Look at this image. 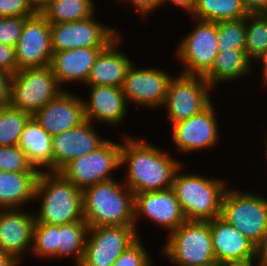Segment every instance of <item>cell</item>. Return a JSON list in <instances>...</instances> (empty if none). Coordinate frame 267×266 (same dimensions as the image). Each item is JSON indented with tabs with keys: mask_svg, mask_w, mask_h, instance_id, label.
I'll return each mask as SVG.
<instances>
[{
	"mask_svg": "<svg viewBox=\"0 0 267 266\" xmlns=\"http://www.w3.org/2000/svg\"><path fill=\"white\" fill-rule=\"evenodd\" d=\"M121 144V166H128L125 184L134 194L172 188L175 172L182 166L145 139L132 136Z\"/></svg>",
	"mask_w": 267,
	"mask_h": 266,
	"instance_id": "cell-1",
	"label": "cell"
},
{
	"mask_svg": "<svg viewBox=\"0 0 267 266\" xmlns=\"http://www.w3.org/2000/svg\"><path fill=\"white\" fill-rule=\"evenodd\" d=\"M82 194L84 220L89 227L135 226V194L124 182H99L85 188Z\"/></svg>",
	"mask_w": 267,
	"mask_h": 266,
	"instance_id": "cell-2",
	"label": "cell"
},
{
	"mask_svg": "<svg viewBox=\"0 0 267 266\" xmlns=\"http://www.w3.org/2000/svg\"><path fill=\"white\" fill-rule=\"evenodd\" d=\"M38 198L42 204L35 214V223L63 225L85 221L82 191L60 172L39 173L35 190V199Z\"/></svg>",
	"mask_w": 267,
	"mask_h": 266,
	"instance_id": "cell-3",
	"label": "cell"
},
{
	"mask_svg": "<svg viewBox=\"0 0 267 266\" xmlns=\"http://www.w3.org/2000/svg\"><path fill=\"white\" fill-rule=\"evenodd\" d=\"M175 172L172 189L187 220L209 221L221 216L226 191L223 179Z\"/></svg>",
	"mask_w": 267,
	"mask_h": 266,
	"instance_id": "cell-4",
	"label": "cell"
},
{
	"mask_svg": "<svg viewBox=\"0 0 267 266\" xmlns=\"http://www.w3.org/2000/svg\"><path fill=\"white\" fill-rule=\"evenodd\" d=\"M164 255L176 266H209L217 263L209 221L186 220L169 233Z\"/></svg>",
	"mask_w": 267,
	"mask_h": 266,
	"instance_id": "cell-5",
	"label": "cell"
},
{
	"mask_svg": "<svg viewBox=\"0 0 267 266\" xmlns=\"http://www.w3.org/2000/svg\"><path fill=\"white\" fill-rule=\"evenodd\" d=\"M221 217L256 245L267 234V198L227 188Z\"/></svg>",
	"mask_w": 267,
	"mask_h": 266,
	"instance_id": "cell-6",
	"label": "cell"
},
{
	"mask_svg": "<svg viewBox=\"0 0 267 266\" xmlns=\"http://www.w3.org/2000/svg\"><path fill=\"white\" fill-rule=\"evenodd\" d=\"M88 229L85 221L63 225L35 223L31 251L41 258L74 255L75 264L79 266L84 256Z\"/></svg>",
	"mask_w": 267,
	"mask_h": 266,
	"instance_id": "cell-7",
	"label": "cell"
},
{
	"mask_svg": "<svg viewBox=\"0 0 267 266\" xmlns=\"http://www.w3.org/2000/svg\"><path fill=\"white\" fill-rule=\"evenodd\" d=\"M61 87L50 66L20 69L11 78L9 104L33 116Z\"/></svg>",
	"mask_w": 267,
	"mask_h": 266,
	"instance_id": "cell-8",
	"label": "cell"
},
{
	"mask_svg": "<svg viewBox=\"0 0 267 266\" xmlns=\"http://www.w3.org/2000/svg\"><path fill=\"white\" fill-rule=\"evenodd\" d=\"M211 88L203 75L182 73L171 77L163 105L168 110L170 124L186 120L206 109L212 103L209 97Z\"/></svg>",
	"mask_w": 267,
	"mask_h": 266,
	"instance_id": "cell-9",
	"label": "cell"
},
{
	"mask_svg": "<svg viewBox=\"0 0 267 266\" xmlns=\"http://www.w3.org/2000/svg\"><path fill=\"white\" fill-rule=\"evenodd\" d=\"M121 144L106 140L101 146L71 160L59 172L81 191L99 182L114 179L111 172L121 167Z\"/></svg>",
	"mask_w": 267,
	"mask_h": 266,
	"instance_id": "cell-10",
	"label": "cell"
},
{
	"mask_svg": "<svg viewBox=\"0 0 267 266\" xmlns=\"http://www.w3.org/2000/svg\"><path fill=\"white\" fill-rule=\"evenodd\" d=\"M138 235L135 226L89 227L79 266H112Z\"/></svg>",
	"mask_w": 267,
	"mask_h": 266,
	"instance_id": "cell-11",
	"label": "cell"
},
{
	"mask_svg": "<svg viewBox=\"0 0 267 266\" xmlns=\"http://www.w3.org/2000/svg\"><path fill=\"white\" fill-rule=\"evenodd\" d=\"M195 21L197 24L180 42L176 55L186 66L183 74L204 75L219 52L217 22Z\"/></svg>",
	"mask_w": 267,
	"mask_h": 266,
	"instance_id": "cell-12",
	"label": "cell"
},
{
	"mask_svg": "<svg viewBox=\"0 0 267 266\" xmlns=\"http://www.w3.org/2000/svg\"><path fill=\"white\" fill-rule=\"evenodd\" d=\"M119 35L115 28L97 22L94 15L82 21L51 24L53 53L82 47H107Z\"/></svg>",
	"mask_w": 267,
	"mask_h": 266,
	"instance_id": "cell-13",
	"label": "cell"
},
{
	"mask_svg": "<svg viewBox=\"0 0 267 266\" xmlns=\"http://www.w3.org/2000/svg\"><path fill=\"white\" fill-rule=\"evenodd\" d=\"M15 52L18 70L50 65L53 54L51 24L40 12L26 18Z\"/></svg>",
	"mask_w": 267,
	"mask_h": 266,
	"instance_id": "cell-14",
	"label": "cell"
},
{
	"mask_svg": "<svg viewBox=\"0 0 267 266\" xmlns=\"http://www.w3.org/2000/svg\"><path fill=\"white\" fill-rule=\"evenodd\" d=\"M172 76L159 68H129L122 84L128 102L146 107H161L165 103L168 83Z\"/></svg>",
	"mask_w": 267,
	"mask_h": 266,
	"instance_id": "cell-15",
	"label": "cell"
},
{
	"mask_svg": "<svg viewBox=\"0 0 267 266\" xmlns=\"http://www.w3.org/2000/svg\"><path fill=\"white\" fill-rule=\"evenodd\" d=\"M142 215L169 233L187 220L172 188L135 194L134 225L137 234L136 224Z\"/></svg>",
	"mask_w": 267,
	"mask_h": 266,
	"instance_id": "cell-16",
	"label": "cell"
},
{
	"mask_svg": "<svg viewBox=\"0 0 267 266\" xmlns=\"http://www.w3.org/2000/svg\"><path fill=\"white\" fill-rule=\"evenodd\" d=\"M214 111L211 103L199 114L172 125V140L177 150L185 154L217 145L220 137Z\"/></svg>",
	"mask_w": 267,
	"mask_h": 266,
	"instance_id": "cell-17",
	"label": "cell"
},
{
	"mask_svg": "<svg viewBox=\"0 0 267 266\" xmlns=\"http://www.w3.org/2000/svg\"><path fill=\"white\" fill-rule=\"evenodd\" d=\"M34 119L51 136L79 126L86 120L82 98L63 90L34 115Z\"/></svg>",
	"mask_w": 267,
	"mask_h": 266,
	"instance_id": "cell-18",
	"label": "cell"
},
{
	"mask_svg": "<svg viewBox=\"0 0 267 266\" xmlns=\"http://www.w3.org/2000/svg\"><path fill=\"white\" fill-rule=\"evenodd\" d=\"M92 124L85 120L75 128L52 136V172H59L71 160L89 154L107 140L98 135Z\"/></svg>",
	"mask_w": 267,
	"mask_h": 266,
	"instance_id": "cell-19",
	"label": "cell"
},
{
	"mask_svg": "<svg viewBox=\"0 0 267 266\" xmlns=\"http://www.w3.org/2000/svg\"><path fill=\"white\" fill-rule=\"evenodd\" d=\"M35 214L21 208L0 209V249L17 263L32 248Z\"/></svg>",
	"mask_w": 267,
	"mask_h": 266,
	"instance_id": "cell-20",
	"label": "cell"
},
{
	"mask_svg": "<svg viewBox=\"0 0 267 266\" xmlns=\"http://www.w3.org/2000/svg\"><path fill=\"white\" fill-rule=\"evenodd\" d=\"M106 47H82L54 52L50 68L59 85L68 82L86 83L94 62Z\"/></svg>",
	"mask_w": 267,
	"mask_h": 266,
	"instance_id": "cell-21",
	"label": "cell"
},
{
	"mask_svg": "<svg viewBox=\"0 0 267 266\" xmlns=\"http://www.w3.org/2000/svg\"><path fill=\"white\" fill-rule=\"evenodd\" d=\"M89 87V101L83 100L86 120L93 123L95 119L110 125L121 123L128 110L122 89L107 85Z\"/></svg>",
	"mask_w": 267,
	"mask_h": 266,
	"instance_id": "cell-22",
	"label": "cell"
},
{
	"mask_svg": "<svg viewBox=\"0 0 267 266\" xmlns=\"http://www.w3.org/2000/svg\"><path fill=\"white\" fill-rule=\"evenodd\" d=\"M210 230L217 263L254 258L255 245L221 216L210 220Z\"/></svg>",
	"mask_w": 267,
	"mask_h": 266,
	"instance_id": "cell-23",
	"label": "cell"
},
{
	"mask_svg": "<svg viewBox=\"0 0 267 266\" xmlns=\"http://www.w3.org/2000/svg\"><path fill=\"white\" fill-rule=\"evenodd\" d=\"M120 36L101 50L91 68L86 86L122 87L125 76L133 63L127 55L125 56L116 49L122 40Z\"/></svg>",
	"mask_w": 267,
	"mask_h": 266,
	"instance_id": "cell-24",
	"label": "cell"
},
{
	"mask_svg": "<svg viewBox=\"0 0 267 266\" xmlns=\"http://www.w3.org/2000/svg\"><path fill=\"white\" fill-rule=\"evenodd\" d=\"M39 173L0 171V209L19 208L35 200Z\"/></svg>",
	"mask_w": 267,
	"mask_h": 266,
	"instance_id": "cell-25",
	"label": "cell"
},
{
	"mask_svg": "<svg viewBox=\"0 0 267 266\" xmlns=\"http://www.w3.org/2000/svg\"><path fill=\"white\" fill-rule=\"evenodd\" d=\"M18 147L35 169L49 168L52 172V136L32 116L25 125ZM43 166V167H42ZM39 167V168H38Z\"/></svg>",
	"mask_w": 267,
	"mask_h": 266,
	"instance_id": "cell-26",
	"label": "cell"
},
{
	"mask_svg": "<svg viewBox=\"0 0 267 266\" xmlns=\"http://www.w3.org/2000/svg\"><path fill=\"white\" fill-rule=\"evenodd\" d=\"M251 66L252 62L245 50H221L212 67L203 76L214 87L216 84L239 79L249 72L252 73Z\"/></svg>",
	"mask_w": 267,
	"mask_h": 266,
	"instance_id": "cell-27",
	"label": "cell"
},
{
	"mask_svg": "<svg viewBox=\"0 0 267 266\" xmlns=\"http://www.w3.org/2000/svg\"><path fill=\"white\" fill-rule=\"evenodd\" d=\"M93 0H50L40 11L50 24L82 21L94 15Z\"/></svg>",
	"mask_w": 267,
	"mask_h": 266,
	"instance_id": "cell-28",
	"label": "cell"
},
{
	"mask_svg": "<svg viewBox=\"0 0 267 266\" xmlns=\"http://www.w3.org/2000/svg\"><path fill=\"white\" fill-rule=\"evenodd\" d=\"M202 21H226L247 17L241 0H198L192 14Z\"/></svg>",
	"mask_w": 267,
	"mask_h": 266,
	"instance_id": "cell-29",
	"label": "cell"
},
{
	"mask_svg": "<svg viewBox=\"0 0 267 266\" xmlns=\"http://www.w3.org/2000/svg\"><path fill=\"white\" fill-rule=\"evenodd\" d=\"M31 114L8 104H0V146H18Z\"/></svg>",
	"mask_w": 267,
	"mask_h": 266,
	"instance_id": "cell-30",
	"label": "cell"
},
{
	"mask_svg": "<svg viewBox=\"0 0 267 266\" xmlns=\"http://www.w3.org/2000/svg\"><path fill=\"white\" fill-rule=\"evenodd\" d=\"M267 50V14L247 15L245 51L250 60L259 59Z\"/></svg>",
	"mask_w": 267,
	"mask_h": 266,
	"instance_id": "cell-31",
	"label": "cell"
},
{
	"mask_svg": "<svg viewBox=\"0 0 267 266\" xmlns=\"http://www.w3.org/2000/svg\"><path fill=\"white\" fill-rule=\"evenodd\" d=\"M218 50H245L246 17L217 22Z\"/></svg>",
	"mask_w": 267,
	"mask_h": 266,
	"instance_id": "cell-32",
	"label": "cell"
},
{
	"mask_svg": "<svg viewBox=\"0 0 267 266\" xmlns=\"http://www.w3.org/2000/svg\"><path fill=\"white\" fill-rule=\"evenodd\" d=\"M40 170L33 168L18 146H0V171L41 172Z\"/></svg>",
	"mask_w": 267,
	"mask_h": 266,
	"instance_id": "cell-33",
	"label": "cell"
},
{
	"mask_svg": "<svg viewBox=\"0 0 267 266\" xmlns=\"http://www.w3.org/2000/svg\"><path fill=\"white\" fill-rule=\"evenodd\" d=\"M152 259L144 248L140 236L128 246L112 266H151Z\"/></svg>",
	"mask_w": 267,
	"mask_h": 266,
	"instance_id": "cell-34",
	"label": "cell"
},
{
	"mask_svg": "<svg viewBox=\"0 0 267 266\" xmlns=\"http://www.w3.org/2000/svg\"><path fill=\"white\" fill-rule=\"evenodd\" d=\"M27 17H0V43L16 46Z\"/></svg>",
	"mask_w": 267,
	"mask_h": 266,
	"instance_id": "cell-35",
	"label": "cell"
},
{
	"mask_svg": "<svg viewBox=\"0 0 267 266\" xmlns=\"http://www.w3.org/2000/svg\"><path fill=\"white\" fill-rule=\"evenodd\" d=\"M36 13L27 0H0V17H31Z\"/></svg>",
	"mask_w": 267,
	"mask_h": 266,
	"instance_id": "cell-36",
	"label": "cell"
},
{
	"mask_svg": "<svg viewBox=\"0 0 267 266\" xmlns=\"http://www.w3.org/2000/svg\"><path fill=\"white\" fill-rule=\"evenodd\" d=\"M0 69L13 76L18 71L14 46L0 43Z\"/></svg>",
	"mask_w": 267,
	"mask_h": 266,
	"instance_id": "cell-37",
	"label": "cell"
},
{
	"mask_svg": "<svg viewBox=\"0 0 267 266\" xmlns=\"http://www.w3.org/2000/svg\"><path fill=\"white\" fill-rule=\"evenodd\" d=\"M121 1H128L130 2L134 8H136L138 13L143 16H147L149 12L155 10L156 8L160 7L161 0H121Z\"/></svg>",
	"mask_w": 267,
	"mask_h": 266,
	"instance_id": "cell-38",
	"label": "cell"
},
{
	"mask_svg": "<svg viewBox=\"0 0 267 266\" xmlns=\"http://www.w3.org/2000/svg\"><path fill=\"white\" fill-rule=\"evenodd\" d=\"M248 15L267 14V0H241Z\"/></svg>",
	"mask_w": 267,
	"mask_h": 266,
	"instance_id": "cell-39",
	"label": "cell"
},
{
	"mask_svg": "<svg viewBox=\"0 0 267 266\" xmlns=\"http://www.w3.org/2000/svg\"><path fill=\"white\" fill-rule=\"evenodd\" d=\"M11 78L10 74L0 69V104L9 103Z\"/></svg>",
	"mask_w": 267,
	"mask_h": 266,
	"instance_id": "cell-40",
	"label": "cell"
},
{
	"mask_svg": "<svg viewBox=\"0 0 267 266\" xmlns=\"http://www.w3.org/2000/svg\"><path fill=\"white\" fill-rule=\"evenodd\" d=\"M254 259L258 266H267V234L255 245Z\"/></svg>",
	"mask_w": 267,
	"mask_h": 266,
	"instance_id": "cell-41",
	"label": "cell"
},
{
	"mask_svg": "<svg viewBox=\"0 0 267 266\" xmlns=\"http://www.w3.org/2000/svg\"><path fill=\"white\" fill-rule=\"evenodd\" d=\"M167 1H169L171 4H175L179 8L181 7L192 15L198 0H161V6L166 4Z\"/></svg>",
	"mask_w": 267,
	"mask_h": 266,
	"instance_id": "cell-42",
	"label": "cell"
},
{
	"mask_svg": "<svg viewBox=\"0 0 267 266\" xmlns=\"http://www.w3.org/2000/svg\"><path fill=\"white\" fill-rule=\"evenodd\" d=\"M254 258L243 259V260H228L218 263V266H253Z\"/></svg>",
	"mask_w": 267,
	"mask_h": 266,
	"instance_id": "cell-43",
	"label": "cell"
},
{
	"mask_svg": "<svg viewBox=\"0 0 267 266\" xmlns=\"http://www.w3.org/2000/svg\"><path fill=\"white\" fill-rule=\"evenodd\" d=\"M18 263L0 249V266H17Z\"/></svg>",
	"mask_w": 267,
	"mask_h": 266,
	"instance_id": "cell-44",
	"label": "cell"
},
{
	"mask_svg": "<svg viewBox=\"0 0 267 266\" xmlns=\"http://www.w3.org/2000/svg\"><path fill=\"white\" fill-rule=\"evenodd\" d=\"M36 12H40L50 0H27Z\"/></svg>",
	"mask_w": 267,
	"mask_h": 266,
	"instance_id": "cell-45",
	"label": "cell"
},
{
	"mask_svg": "<svg viewBox=\"0 0 267 266\" xmlns=\"http://www.w3.org/2000/svg\"><path fill=\"white\" fill-rule=\"evenodd\" d=\"M261 64L263 63V66H262V72H263V82L267 85V50L265 52V54L259 59Z\"/></svg>",
	"mask_w": 267,
	"mask_h": 266,
	"instance_id": "cell-46",
	"label": "cell"
},
{
	"mask_svg": "<svg viewBox=\"0 0 267 266\" xmlns=\"http://www.w3.org/2000/svg\"><path fill=\"white\" fill-rule=\"evenodd\" d=\"M209 266H218V263L211 264Z\"/></svg>",
	"mask_w": 267,
	"mask_h": 266,
	"instance_id": "cell-47",
	"label": "cell"
}]
</instances>
